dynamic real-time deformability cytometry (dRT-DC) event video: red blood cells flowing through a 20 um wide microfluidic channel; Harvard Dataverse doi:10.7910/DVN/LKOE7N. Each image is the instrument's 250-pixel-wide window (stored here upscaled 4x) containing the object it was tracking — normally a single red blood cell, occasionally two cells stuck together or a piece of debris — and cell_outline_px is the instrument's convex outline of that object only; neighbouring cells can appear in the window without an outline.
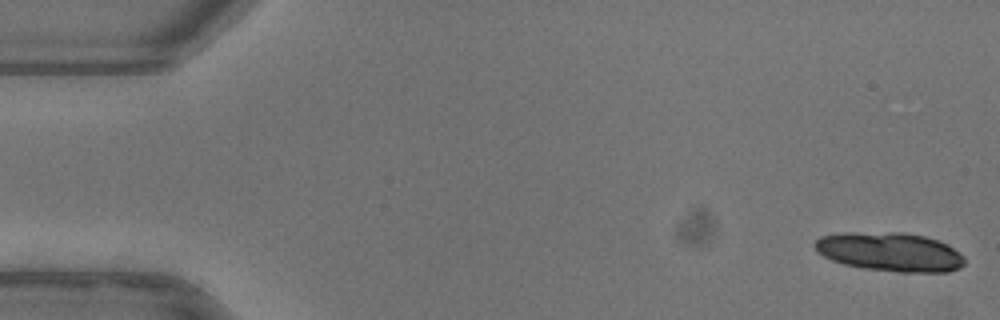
{"species": "common noctule bat (a hibernating species)", "species_latin": "Nyctalus noctula", "temperature_condition": "warm", "stored_images_in_passage": 23, "camera_frame_rate_fps": 3000, "um_per_image_px": 0.085, "animal": {"sex": "female"}, "frame": {"image": 1, "passage_image": 1, "time_ms": 0.0, "image_size_px": [1000, 320], "cell_outline_px": [[964, 264], [960, 268], [948, 272], [896, 272], [864, 268], [844, 264], [832, 260], [816, 252], [812, 244], [820, 236], [840, 232], [904, 232], [924, 236], [948, 244], [964, 256]], "centroid_in_image_um": [75.62, 21.4], "position_along_channel_um": 9.4, "area_um2": 34.33}}
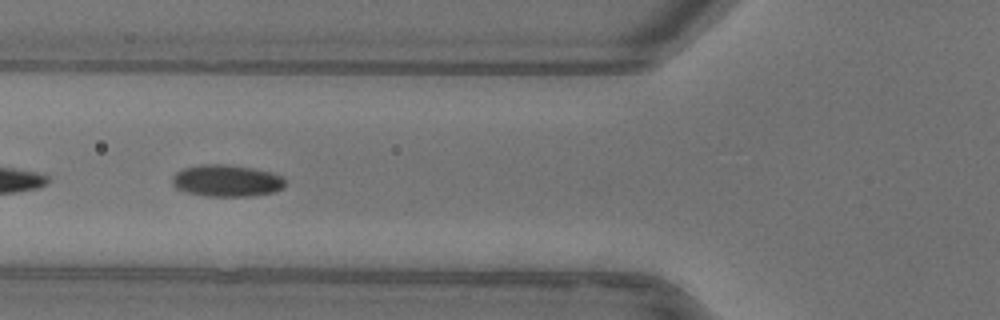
{"frame": {"image": 2, "passage_image": 20, "time_ms": 6.333, "image_size_px": [1000, 320], "cell_outline_px": [[284, 188], [276, 192], [252, 196], [208, 196], [184, 192], [176, 188], [172, 184], [172, 176], [176, 172], [184, 168], [200, 164], [228, 164], [252, 168], [272, 172], [280, 176], [284, 180]], "centroid_in_image_um": [19.25, 15.36], "position_along_channel_um": 106.5, "area_um2": 21.15}}